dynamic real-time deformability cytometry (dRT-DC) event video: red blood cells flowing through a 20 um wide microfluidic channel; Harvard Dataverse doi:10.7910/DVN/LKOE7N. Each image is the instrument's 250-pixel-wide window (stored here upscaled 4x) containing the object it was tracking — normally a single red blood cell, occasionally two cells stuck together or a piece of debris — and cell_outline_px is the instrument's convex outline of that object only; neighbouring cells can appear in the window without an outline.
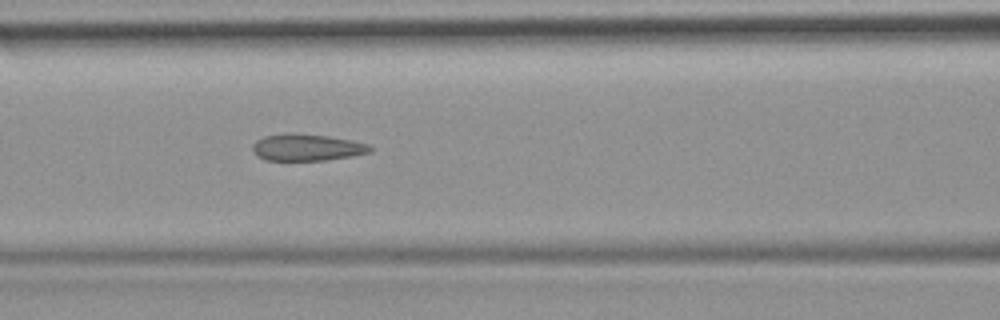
{"species": "common noctule bat (a hibernating species)", "species_latin": "Nyctalus noctula", "temperature_condition": "room temperature", "stored_images_in_passage": 28, "camera_frame_rate_fps": 3000, "um_per_image_px": 0.085, "animal": {"sex": "female", "body_mass_g": 19.9}, "frame": {"image": 1, "passage_image": 9, "time_ms": 2.667, "image_size_px": [1000, 320], "cell_outline_px": [[372, 152], [352, 156], [324, 160], [264, 160], [256, 156], [252, 152], [252, 144], [256, 140], [264, 136], [288, 132], [328, 136], [352, 140], [368, 144], [372, 148]], "centroid_in_image_um": [26.05, 12.52], "position_along_channel_um": 140.6, "area_um2": 18.55}}